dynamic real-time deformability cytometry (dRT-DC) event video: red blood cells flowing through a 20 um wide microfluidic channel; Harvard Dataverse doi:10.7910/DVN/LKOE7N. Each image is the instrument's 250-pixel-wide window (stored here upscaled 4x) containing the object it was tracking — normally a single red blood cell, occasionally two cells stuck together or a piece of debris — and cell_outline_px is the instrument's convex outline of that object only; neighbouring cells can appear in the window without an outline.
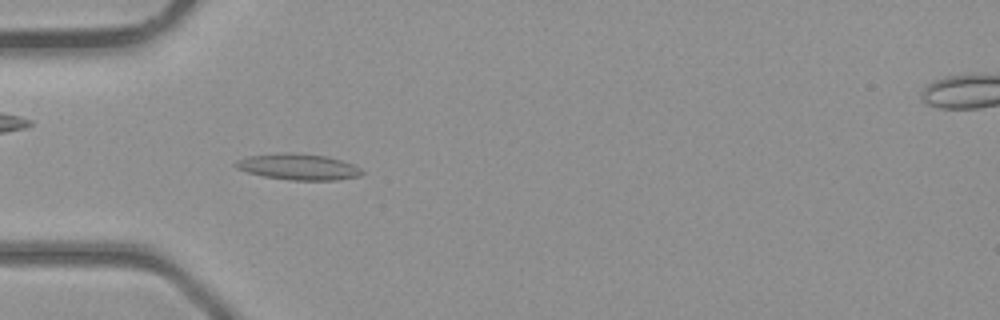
{"species": "common noctule bat (a hibernating species)", "species_latin": "Nyctalus noctula", "temperature_condition": "room temperature", "stored_images_in_passage": 33, "camera_frame_rate_fps": 3000, "um_per_image_px": 0.085, "animal": {"sex": "male", "body_mass_g": 23.1, "forearm_length_mm": 52.7}, "frame": {"image": 1, "passage_image": 5, "time_ms": 1.333, "image_size_px": [1000, 320], "cell_outline_px": [[364, 172], [360, 176], [336, 180], [288, 180], [264, 176], [248, 172], [236, 168], [232, 164], [236, 160], [248, 156], [284, 152], [296, 152], [328, 156], [352, 164], [360, 168]], "centroid_in_image_um": [25.33, 14.17], "position_along_channel_um": 59.7, "area_um2": 19.36}}
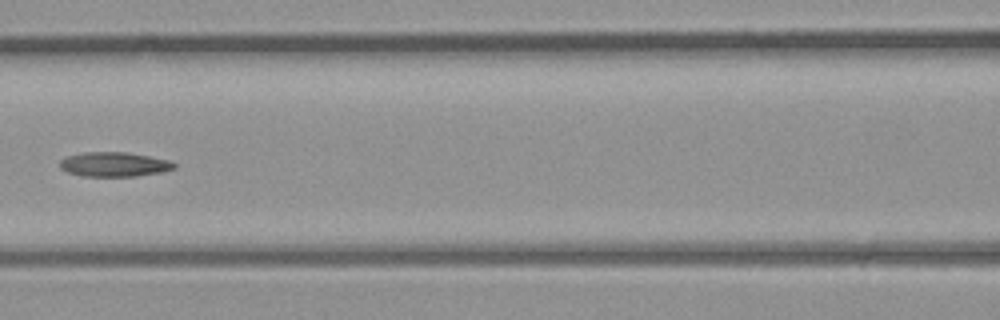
{"frame": {"image": 2, "passage_image": 11, "time_ms": 3.333, "image_size_px": [1000, 320], "cell_outline_px": [[176, 168], [160, 172], [136, 176], [84, 176], [68, 172], [60, 168], [60, 160], [68, 156], [84, 152], [128, 152], [172, 160], [176, 164]], "centroid_in_image_um": [9.74, 13.96], "position_along_channel_um": 156.9, "area_um2": 16.36}}
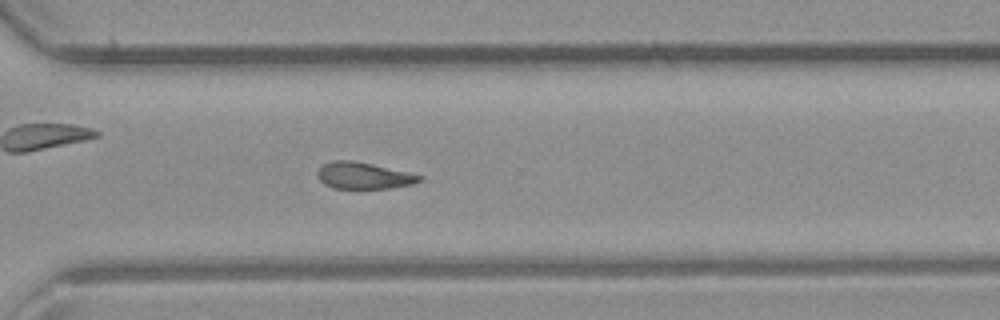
{"frame": {"image": 3, "passage_image": 22, "time_ms": 7.0, "image_size_px": [1000, 320], "cell_outline_px": [[424, 180], [412, 184], [392, 188], [332, 188], [324, 184], [316, 176], [316, 172], [324, 164], [332, 160], [352, 160], [372, 164], [408, 172], [424, 176]], "centroid_in_image_um": [30.91, 14.93], "position_along_channel_um": 339.7, "area_um2": 15.9}}